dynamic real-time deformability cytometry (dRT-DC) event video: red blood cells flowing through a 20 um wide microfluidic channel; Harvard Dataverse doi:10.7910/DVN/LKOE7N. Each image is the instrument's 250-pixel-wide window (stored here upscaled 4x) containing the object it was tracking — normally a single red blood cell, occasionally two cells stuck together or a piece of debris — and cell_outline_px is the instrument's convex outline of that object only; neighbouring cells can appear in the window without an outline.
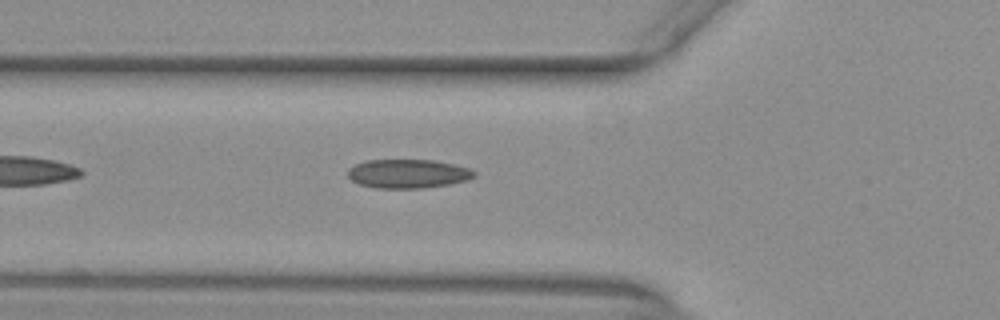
{"species": "common noctule bat (a hibernating species)", "species_latin": "Nyctalus noctula", "temperature_condition": "warm", "stored_images_in_passage": 38, "camera_frame_rate_fps": 3000, "um_per_image_px": 0.085, "animal": {"sex": "female", "body_mass_g": 29.2, "forearm_length_mm": 56.3}, "frame": {"image": 1, "passage_image": 5, "time_ms": 1.333, "image_size_px": [1000, 320], "cell_outline_px": [[476, 176], [468, 180], [448, 184], [424, 188], [376, 188], [360, 184], [352, 180], [348, 176], [348, 168], [356, 164], [368, 160], [432, 160], [456, 164], [468, 168], [476, 172]], "centroid_in_image_um": [34.7, 14.76], "position_along_channel_um": 91.1, "area_um2": 21.27}}
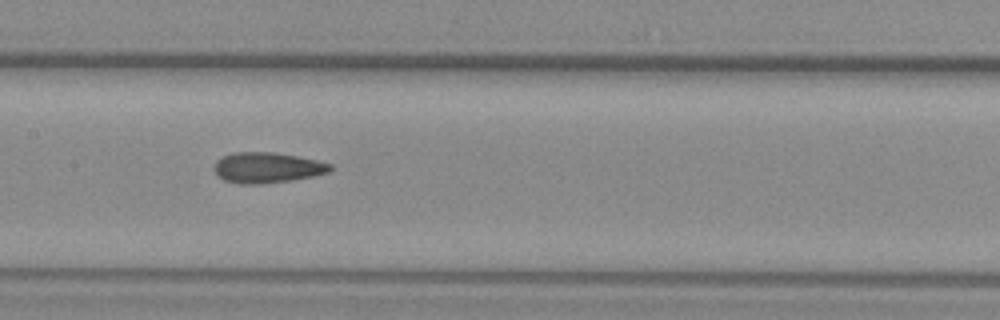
{"frame": {"image": 2, "passage_image": 12, "time_ms": 3.667, "image_size_px": [1000, 320], "cell_outline_px": [[332, 168], [328, 172], [312, 176], [292, 180], [264, 184], [240, 184], [224, 180], [216, 176], [212, 168], [216, 160], [232, 152], [272, 152], [296, 156], [316, 160], [332, 164]], "centroid_in_image_um": [22.65, 14.25], "position_along_channel_um": 184.8, "area_um2": 20.81}}
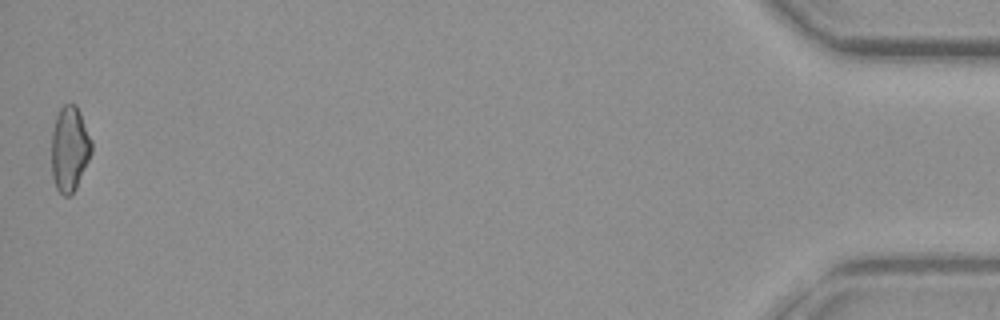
{"frame": {"image": 3, "passage_image": 38, "time_ms": 12.333, "image_size_px": [1000, 320], "cell_outline_px": [[92, 152], [76, 188], [68, 196], [64, 196], [56, 188], [52, 176], [52, 132], [56, 116], [60, 108], [64, 104], [76, 104], [80, 112], [92, 140]], "centroid_in_image_um": [5.92, 12.63], "position_along_channel_um": 429.3, "area_um2": 19.83}, "authors_computed_cell_mechanics": {"area_um2": 20.0277, "velocity_mm_per_s": 3.9851, "shape_relaxation_time_tau1_ms": null, "shape_relaxation_time_tau2_ms": 2.8556, "deformation_change_tau1": null, "deformation_change_tau2": 0.1047}}